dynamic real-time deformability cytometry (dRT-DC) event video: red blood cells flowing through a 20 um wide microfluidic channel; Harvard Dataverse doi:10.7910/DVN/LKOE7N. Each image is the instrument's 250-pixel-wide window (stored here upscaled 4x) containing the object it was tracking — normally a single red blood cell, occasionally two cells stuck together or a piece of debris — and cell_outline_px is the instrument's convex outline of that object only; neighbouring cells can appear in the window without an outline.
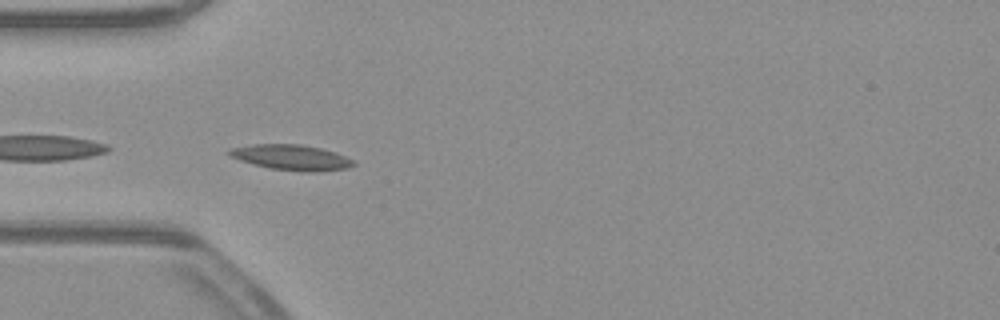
{"species": "common noctule bat (a hibernating species)", "species_latin": "Nyctalus noctula", "temperature_condition": "warm", "stored_images_in_passage": 38, "camera_frame_rate_fps": 3000, "um_per_image_px": 0.085, "animal": {"sex": "male", "body_mass_g": 23.1, "forearm_length_mm": 52.7}, "frame": {"image": 1, "passage_image": 1, "time_ms": 0.0, "image_size_px": [1000, 320], "cell_outline_px": [[356, 164], [348, 168], [312, 172], [304, 172], [272, 168], [252, 164], [228, 156], [228, 152], [232, 148], [252, 144], [300, 144], [320, 148], [336, 152], [356, 160]], "centroid_in_image_um": [24.81, 13.38], "position_along_channel_um": 60.2, "area_um2": 18.44}}
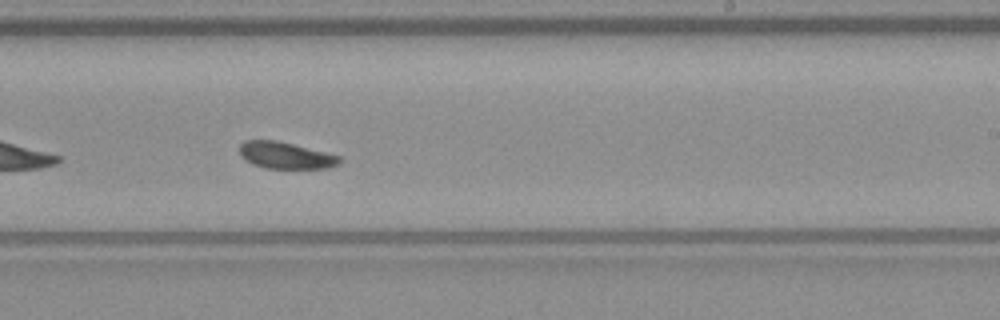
{"frame": {"image": 2, "passage_image": 17, "time_ms": 5.333, "image_size_px": [1000, 320], "cell_outline_px": [[340, 164], [328, 168], [264, 168], [252, 164], [244, 160], [240, 156], [240, 144], [244, 140], [276, 140], [340, 156]], "centroid_in_image_um": [24.23, 13.21], "position_along_channel_um": 264.8, "area_um2": 15.49}}
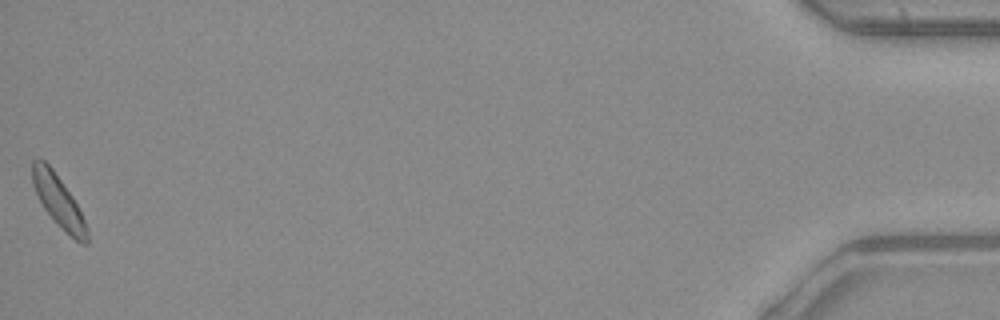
{"frame": {"image": 3, "passage_image": 38, "time_ms": 12.333, "image_size_px": [1000, 320], "cell_outline_px": [[88, 244], [84, 244], [76, 240], [56, 224], [44, 208], [32, 184], [32, 160], [36, 156], [40, 156], [52, 168], [72, 196], [84, 220], [88, 232]], "centroid_in_image_um": [4.93, 17.05], "position_along_channel_um": 430.3, "area_um2": 16.3}, "authors_computed_cell_mechanics": {"area_um2": 16.3574, "velocity_mm_per_s": 3.8626, "shape_relaxation_time_tau1_ms": 2.3368, "shape_relaxation_time_tau2_ms": null, "deformation_change_tau1": 0.0908, "deformation_change_tau2": null}}